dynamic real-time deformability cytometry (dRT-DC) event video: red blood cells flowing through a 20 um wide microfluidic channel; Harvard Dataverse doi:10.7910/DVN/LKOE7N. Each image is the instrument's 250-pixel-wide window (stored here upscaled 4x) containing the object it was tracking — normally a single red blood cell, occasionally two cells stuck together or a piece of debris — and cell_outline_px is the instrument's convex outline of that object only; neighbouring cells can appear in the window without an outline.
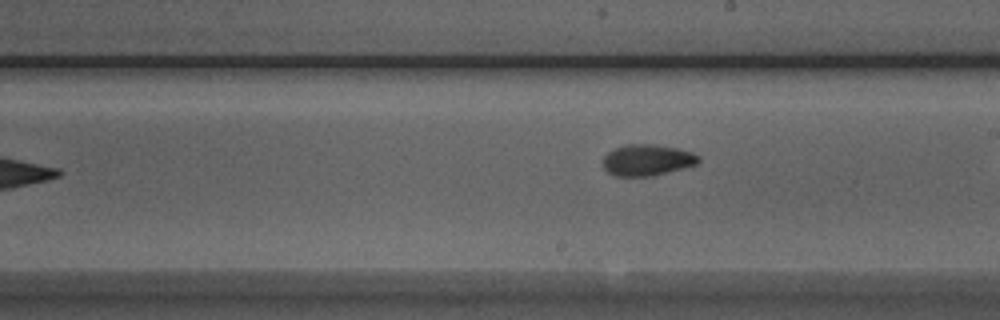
{"species": "Egyptian fruit bat (a non-hibernating species)", "species_latin": "Rousettus aegyptiacus", "temperature_condition": "room temperature", "stored_images_in_passage": 8, "camera_frame_rate_fps": 3000, "um_per_image_px": 0.085, "animal": {"sex": "male"}, "frame": {"image": 1, "passage_image": 8, "time_ms": 2.333, "image_size_px": [1000, 320], "cell_outline_px": [[700, 160], [696, 164], [652, 176], [616, 176], [608, 172], [604, 168], [604, 156], [608, 152], [616, 148], [628, 144], [652, 144], [676, 148], [692, 152], [700, 156]], "centroid_in_image_um": [55.01, 13.6], "position_along_channel_um": 234.0, "area_um2": 17.17}}